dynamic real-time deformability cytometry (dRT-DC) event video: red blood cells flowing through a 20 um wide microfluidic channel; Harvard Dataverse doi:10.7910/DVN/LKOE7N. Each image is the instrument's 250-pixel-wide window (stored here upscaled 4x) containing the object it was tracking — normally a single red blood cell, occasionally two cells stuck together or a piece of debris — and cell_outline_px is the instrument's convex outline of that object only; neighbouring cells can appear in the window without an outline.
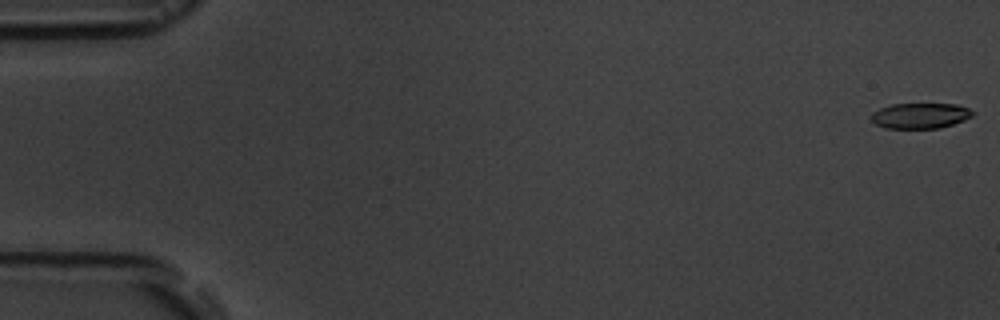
{"species": "common noctule bat (a hibernating species)", "species_latin": "Nyctalus noctula", "temperature_condition": "room temperature", "stored_images_in_passage": 7, "camera_frame_rate_fps": 3000, "um_per_image_px": 0.085, "animal": {"sex": "male", "body_mass_g": 19.5, "forearm_length_mm": 54.6}, "frame": {"image": 1, "passage_image": 1, "time_ms": 0.0, "image_size_px": [1000, 320], "cell_outline_px": [[976, 112], [972, 116], [964, 120], [940, 128], [884, 128], [876, 124], [872, 120], [872, 112], [880, 108], [892, 104], [956, 104], [968, 108]], "centroid_in_image_um": [78.23, 9.83], "position_along_channel_um": 6.8, "area_um2": 15.03}}
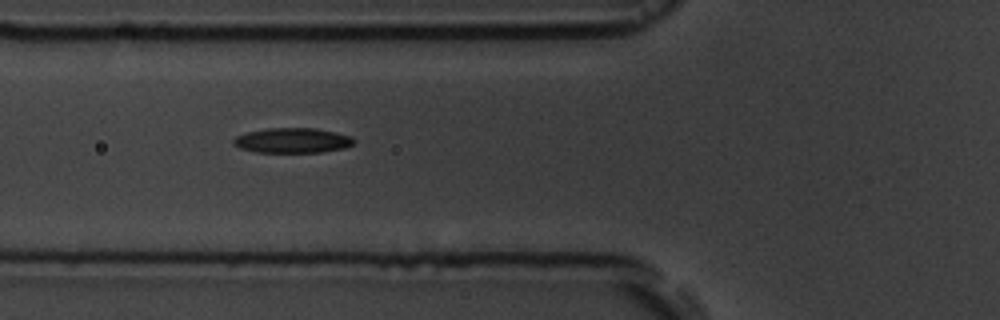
{"frame": {"image": 2, "passage_image": 6, "time_ms": 6.667, "image_size_px": [1000, 320], "cell_outline_px": [[356, 140], [352, 144], [344, 148], [320, 152], [256, 152], [240, 148], [232, 144], [232, 140], [236, 136], [248, 132], [268, 128], [316, 128], [336, 132], [352, 136]], "centroid_in_image_um": [24.86, 11.93], "position_along_channel_um": 100.9, "area_um2": 17.57}}
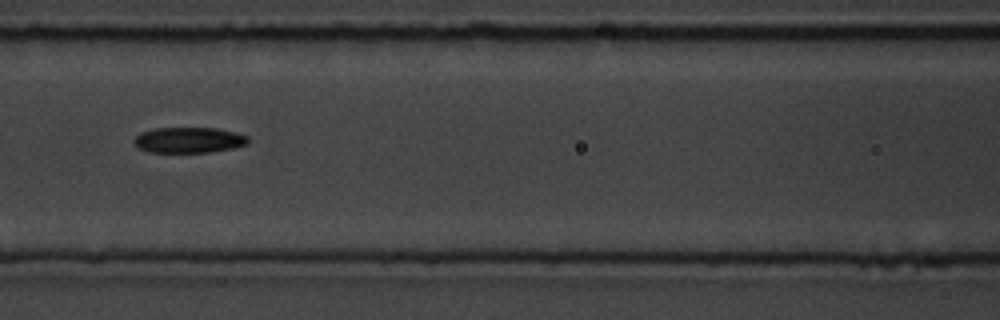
{"frame": {"image": 3, "passage_image": 7, "time_ms": 8.0, "image_size_px": [1000, 320], "cell_outline_px": [[248, 144], [232, 148], [208, 152], [148, 152], [140, 148], [132, 140], [140, 132], [152, 128], [216, 128], [248, 136]], "centroid_in_image_um": [16.02, 11.9], "position_along_channel_um": 150.6, "area_um2": 16.94}}